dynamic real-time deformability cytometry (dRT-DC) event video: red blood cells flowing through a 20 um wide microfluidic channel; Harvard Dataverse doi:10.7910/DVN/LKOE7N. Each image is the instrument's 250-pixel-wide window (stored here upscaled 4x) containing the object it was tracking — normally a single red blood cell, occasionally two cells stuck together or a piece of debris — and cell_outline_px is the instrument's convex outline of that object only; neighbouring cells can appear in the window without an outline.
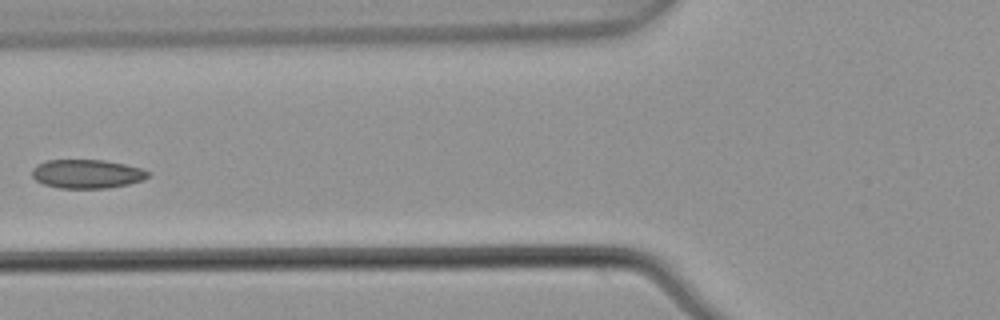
{"species": "common noctule bat (a hibernating species)", "species_latin": "Nyctalus noctula", "temperature_condition": "warm", "stored_images_in_passage": 7, "camera_frame_rate_fps": 3000, "um_per_image_px": 0.085, "animal": {"sex": "male", "body_mass_g": 21.5, "forearm_length_mm": 52.0}, "frame": {"image": 1, "passage_image": 6, "time_ms": 1.667, "image_size_px": [1000, 320], "cell_outline_px": [[152, 172], [144, 180], [128, 184], [108, 188], [60, 188], [44, 184], [36, 180], [32, 176], [32, 168], [36, 164], [48, 160], [104, 160], [124, 164], [140, 168]], "centroid_in_image_um": [7.4, 14.78], "position_along_channel_um": 118.4, "area_um2": 19.54}}
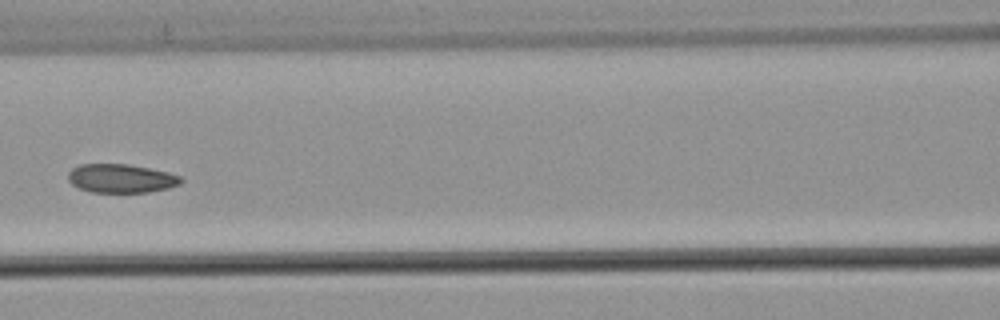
{"frame": {"image": 2, "passage_image": 7, "time_ms": 2.0, "image_size_px": [1000, 320], "cell_outline_px": [[184, 180], [180, 184], [168, 188], [148, 192], [92, 192], [80, 188], [72, 184], [68, 180], [68, 172], [72, 168], [80, 164], [128, 164], [168, 172], [180, 176]], "centroid_in_image_um": [10.29, 15.16], "position_along_channel_um": 156.3, "area_um2": 18.84}}